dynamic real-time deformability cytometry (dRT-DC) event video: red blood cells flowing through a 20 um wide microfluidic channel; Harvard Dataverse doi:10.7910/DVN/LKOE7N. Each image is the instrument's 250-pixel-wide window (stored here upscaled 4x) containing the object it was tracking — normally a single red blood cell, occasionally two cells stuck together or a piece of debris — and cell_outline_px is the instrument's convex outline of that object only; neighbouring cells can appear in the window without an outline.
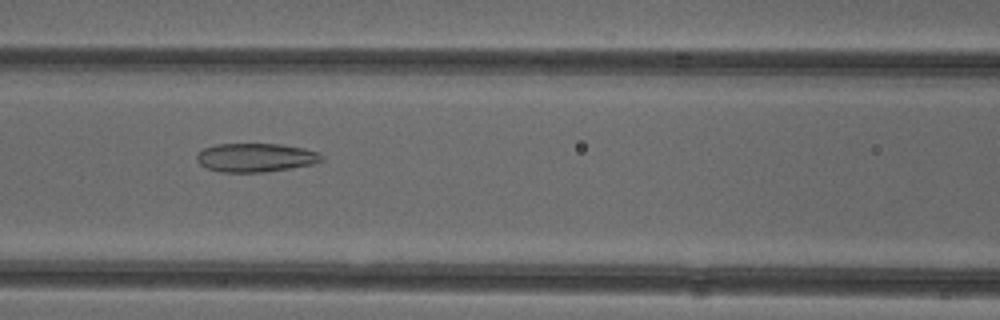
{"species": "common noctule bat (a hibernating species)", "species_latin": "Nyctalus noctula", "temperature_condition": "cold", "stored_images_in_passage": 51, "camera_frame_rate_fps": 3000, "um_per_image_px": 0.085, "animal": {"sex": "female"}, "frame": {"image": 1, "passage_image": 22, "time_ms": 7.0, "image_size_px": [1000, 320], "cell_outline_px": [[324, 160], [316, 164], [264, 172], [220, 172], [208, 168], [200, 164], [196, 160], [196, 156], [204, 148], [216, 144], [280, 144], [304, 148], [320, 152], [324, 156]], "centroid_in_image_um": [21.79, 13.39], "position_along_channel_um": 144.8, "area_um2": 21.04}}
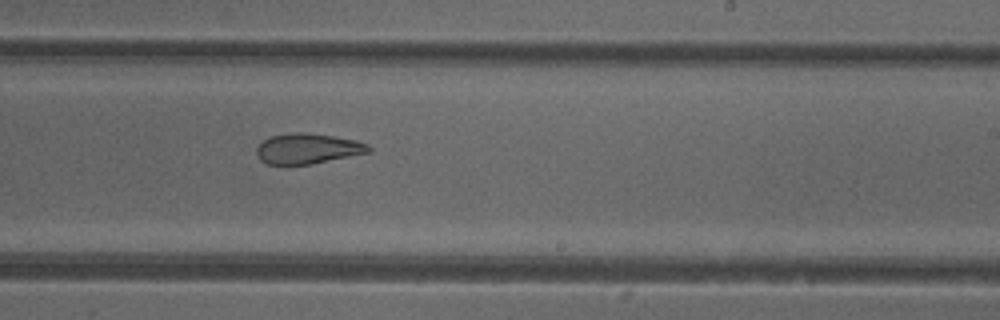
{"frame": {"image": 2, "passage_image": 31, "time_ms": 10.0, "image_size_px": [1000, 320], "cell_outline_px": [[372, 148], [368, 152], [312, 164], [268, 164], [260, 160], [256, 156], [256, 148], [264, 140], [272, 136], [292, 132], [304, 132], [332, 136], [356, 140], [368, 144]], "centroid_in_image_um": [26.13, 12.63], "position_along_channel_um": 262.9, "area_um2": 19.65}}
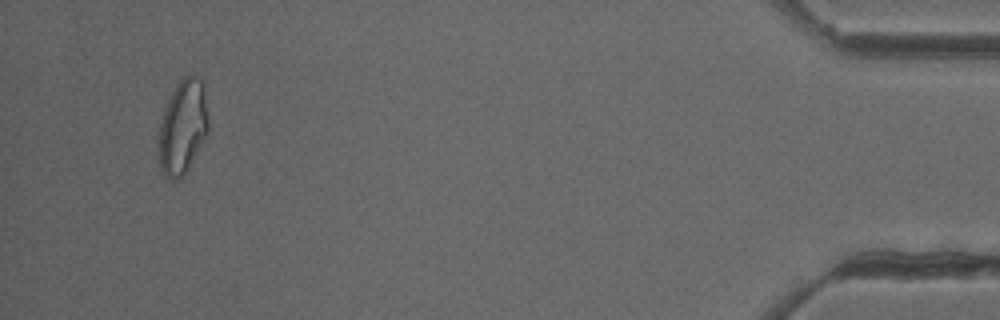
{"frame": {"image": 3, "passage_image": 49, "time_ms": 16.0, "image_size_px": [1000, 320], "cell_outline_px": [[208, 136], [188, 168], [176, 180], [168, 180], [160, 172], [156, 152], [160, 116], [176, 84], [184, 76], [196, 76], [204, 84], [208, 120]], "centroid_in_image_um": [15.49, 10.84], "position_along_channel_um": 419.7, "area_um2": 28.09}, "authors_computed_cell_mechanics": {"area_um2": 24.3338, "velocity_mm_per_s": 3.9392, "shape_relaxation_time_tau1_ms": null, "shape_relaxation_time_tau2_ms": 2.6706, "deformation_change_tau1": null, "deformation_change_tau2": 0.1}}